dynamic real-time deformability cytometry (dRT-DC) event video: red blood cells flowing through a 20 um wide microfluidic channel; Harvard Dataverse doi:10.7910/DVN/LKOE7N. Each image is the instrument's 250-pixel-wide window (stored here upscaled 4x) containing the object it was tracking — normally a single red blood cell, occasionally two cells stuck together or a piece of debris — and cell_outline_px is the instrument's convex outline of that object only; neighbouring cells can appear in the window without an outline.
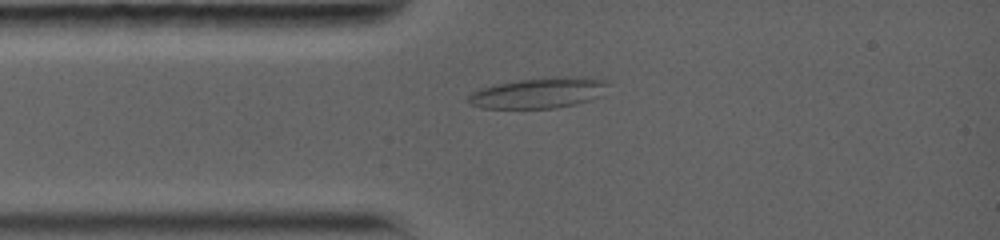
{"species": "common noctule bat (a hibernating species)", "species_latin": "Nyctalus noctula", "temperature_condition": "warm", "stored_images_in_passage": 4, "camera_frame_rate_fps": 5000, "um_per_image_px": 0.085, "animal": {"sex": "female", "body_mass_g": 19.0, "forearm_length_mm": 56.7}, "frame": {"image": 1, "passage_image": 1, "time_ms": 0.0, "image_size_px": [1000, 240], "cell_outline_px": [[608, 84], [600, 96], [592, 100], [576, 104], [556, 108], [484, 108], [468, 104], [468, 96], [472, 92], [480, 88], [516, 80], [568, 76], [580, 76], [608, 80]], "centroid_in_image_um": [45.81, 7.9], "position_along_channel_um": 39.2, "area_um2": 24.97}}
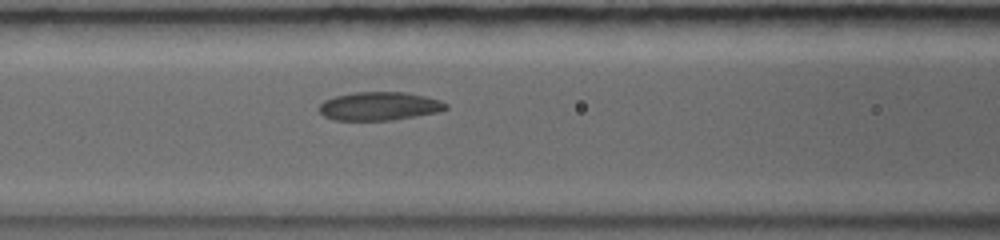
{"frame": {"image": 2, "passage_image": 4, "time_ms": 2.6, "image_size_px": [1000, 240], "cell_outline_px": [[448, 108], [436, 112], [416, 116], [392, 120], [332, 120], [324, 116], [316, 108], [324, 100], [336, 96], [356, 92], [404, 92], [424, 96], [440, 100], [448, 104]], "centroid_in_image_um": [32.21, 9.02], "position_along_channel_um": 134.4, "area_um2": 20.98}}